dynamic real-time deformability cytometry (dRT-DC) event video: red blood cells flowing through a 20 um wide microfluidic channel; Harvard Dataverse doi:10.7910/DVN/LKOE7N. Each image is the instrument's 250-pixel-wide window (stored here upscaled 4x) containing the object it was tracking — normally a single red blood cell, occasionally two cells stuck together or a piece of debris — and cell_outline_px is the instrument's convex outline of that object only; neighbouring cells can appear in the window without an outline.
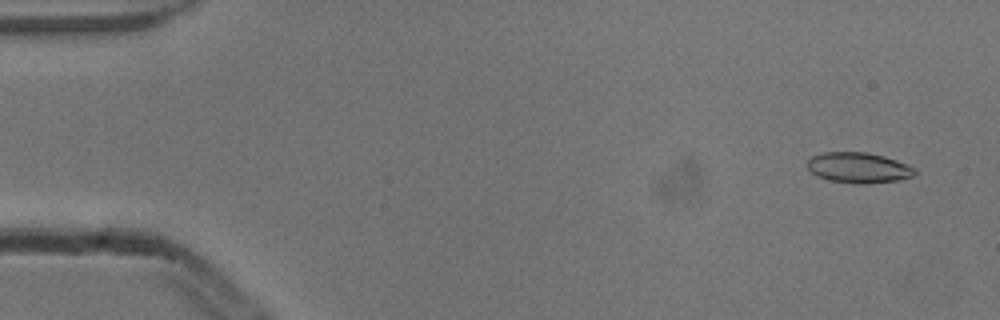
{"species": "common noctule bat (a hibernating species)", "species_latin": "Nyctalus noctula", "temperature_condition": "cold", "stored_images_in_passage": 53, "camera_frame_rate_fps": 3000, "um_per_image_px": 0.085, "animal": {"sex": "male", "body_mass_g": 13.3}, "frame": {"image": 1, "passage_image": 3, "time_ms": 0.667, "image_size_px": [1000, 320], "cell_outline_px": [[916, 172], [912, 176], [900, 180], [868, 184], [852, 184], [828, 180], [816, 176], [808, 168], [808, 160], [812, 156], [824, 152], [868, 152], [884, 156], [908, 164], [916, 168]], "centroid_in_image_um": [72.99, 14.26], "position_along_channel_um": 12.0, "area_um2": 19.36}}
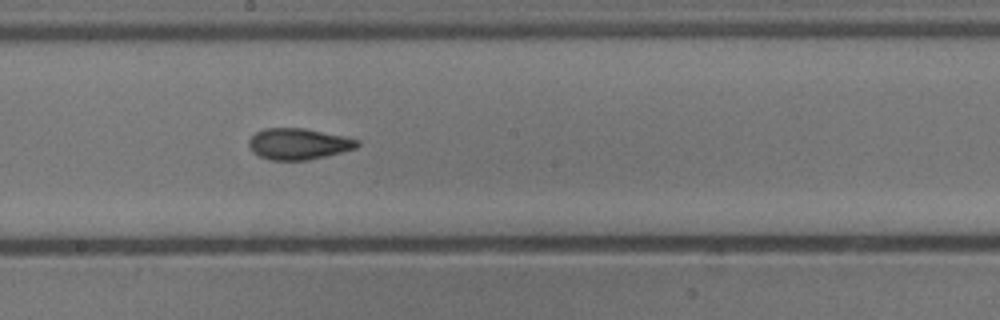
{"frame": {"image": 2, "passage_image": 29, "time_ms": 9.333, "image_size_px": [1000, 320], "cell_outline_px": [[360, 144], [356, 148], [308, 160], [268, 160], [252, 152], [248, 144], [248, 140], [256, 132], [264, 128], [304, 128], [344, 136], [360, 140]], "centroid_in_image_um": [25.35, 12.23], "position_along_channel_um": 222.9, "area_um2": 19.71}}
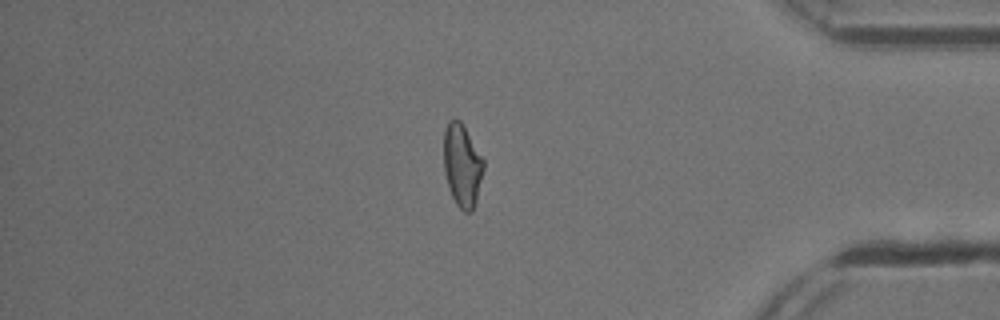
{"frame": {"image": 3, "passage_image": 45, "time_ms": 14.667, "image_size_px": [1000, 320], "cell_outline_px": [[484, 168], [476, 204], [472, 212], [464, 212], [456, 204], [448, 188], [444, 172], [444, 132], [448, 120], [452, 116], [456, 116], [460, 120], [484, 160]], "centroid_in_image_um": [39.28, 14.05], "position_along_channel_um": 395.9, "area_um2": 19.48}}